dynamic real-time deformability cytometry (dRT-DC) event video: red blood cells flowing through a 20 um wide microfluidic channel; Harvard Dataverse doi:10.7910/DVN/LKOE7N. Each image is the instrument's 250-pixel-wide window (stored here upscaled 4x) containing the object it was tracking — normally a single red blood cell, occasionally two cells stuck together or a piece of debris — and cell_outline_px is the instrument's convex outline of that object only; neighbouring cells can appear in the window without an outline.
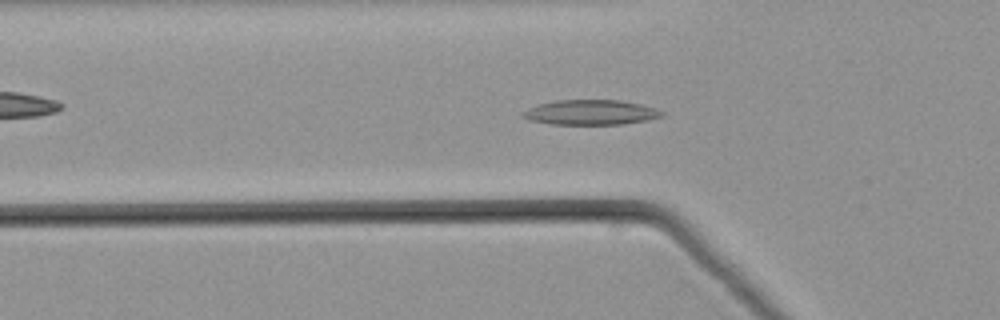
{"species": "common noctule bat (a hibernating species)", "species_latin": "Nyctalus noctula", "temperature_condition": "warm", "stored_images_in_passage": 51, "camera_frame_rate_fps": 3000, "um_per_image_px": 0.085, "animal": {"sex": "male", "body_mass_g": 21.5, "forearm_length_mm": 52.0}, "frame": {"image": 1, "passage_image": 17, "time_ms": 5.333, "image_size_px": [1000, 320], "cell_outline_px": [[664, 116], [648, 120], [624, 124], [552, 124], [528, 120], [520, 116], [520, 112], [528, 108], [540, 104], [556, 100], [620, 100], [640, 104], [656, 108], [664, 112]], "centroid_in_image_um": [50.2, 9.55], "position_along_channel_um": 75.6, "area_um2": 20.35}}
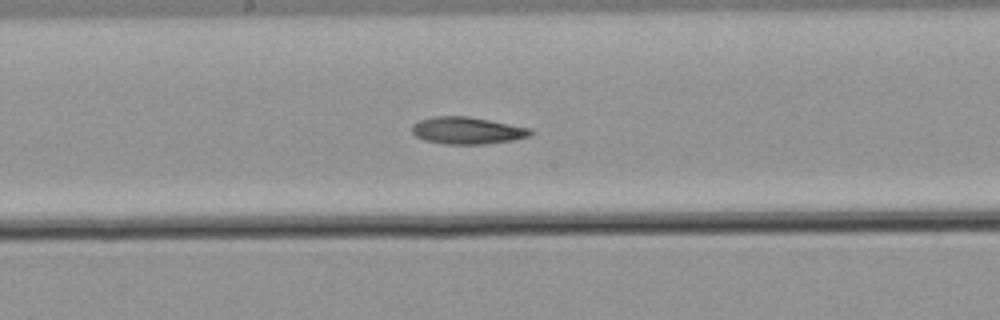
{"frame": {"image": 2, "passage_image": 27, "time_ms": 8.667, "image_size_px": [1000, 320], "cell_outline_px": [[532, 132], [528, 136], [512, 140], [484, 144], [444, 144], [424, 140], [416, 136], [412, 132], [412, 124], [420, 120], [436, 116], [468, 116], [532, 128]], "centroid_in_image_um": [39.69, 11.09], "position_along_channel_um": 208.5, "area_um2": 18.61}}
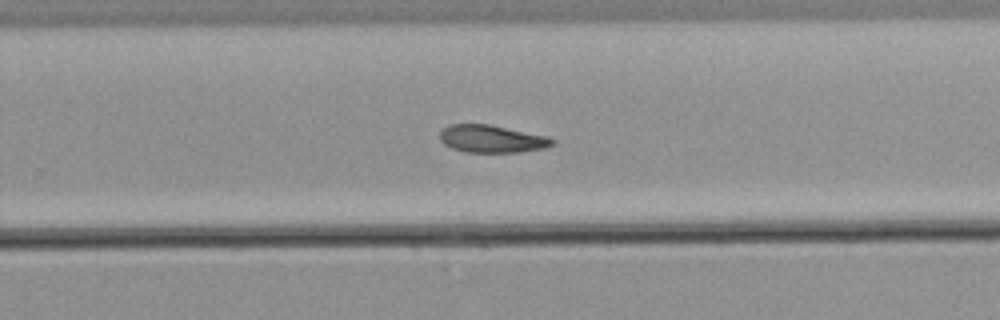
{"frame": {"image": 3, "passage_image": 33, "time_ms": 10.667, "image_size_px": [1000, 320], "cell_outline_px": [[556, 144], [544, 148], [520, 152], [464, 152], [452, 148], [444, 144], [440, 140], [440, 132], [448, 124], [488, 124], [548, 136], [556, 140]], "centroid_in_image_um": [41.82, 11.8], "position_along_channel_um": 288.0, "area_um2": 18.15}}